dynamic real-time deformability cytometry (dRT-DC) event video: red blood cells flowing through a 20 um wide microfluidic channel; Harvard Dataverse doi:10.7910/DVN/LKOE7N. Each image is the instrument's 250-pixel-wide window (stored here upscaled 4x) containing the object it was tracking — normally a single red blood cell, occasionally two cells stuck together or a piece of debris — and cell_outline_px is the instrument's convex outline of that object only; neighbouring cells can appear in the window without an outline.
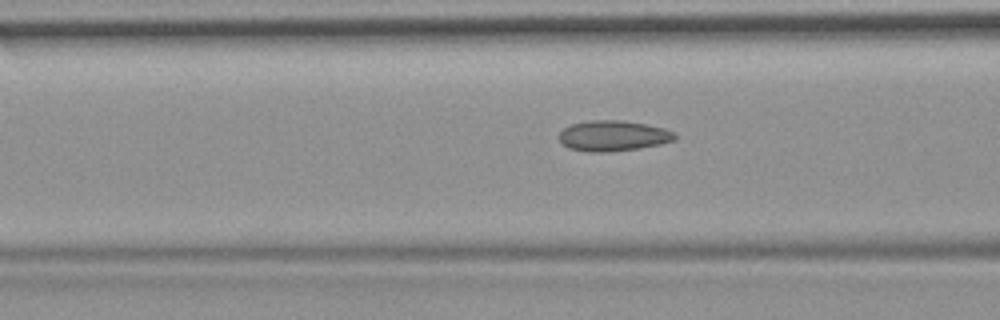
{"species": "common noctule bat (a hibernating species)", "species_latin": "Nyctalus noctula", "temperature_condition": "room temperature", "stored_images_in_passage": 10, "camera_frame_rate_fps": 3000, "um_per_image_px": 0.085, "animal": {"sex": "female", "body_mass_g": 19.9}, "frame": {"image": 1, "passage_image": 7, "time_ms": 2.0, "image_size_px": [1000, 320], "cell_outline_px": [[676, 140], [660, 144], [640, 148], [608, 152], [588, 152], [568, 148], [560, 140], [560, 132], [564, 128], [572, 124], [588, 120], [624, 120], [664, 128], [676, 132]], "centroid_in_image_um": [52.14, 11.54], "position_along_channel_um": 114.5, "area_um2": 20.69}}